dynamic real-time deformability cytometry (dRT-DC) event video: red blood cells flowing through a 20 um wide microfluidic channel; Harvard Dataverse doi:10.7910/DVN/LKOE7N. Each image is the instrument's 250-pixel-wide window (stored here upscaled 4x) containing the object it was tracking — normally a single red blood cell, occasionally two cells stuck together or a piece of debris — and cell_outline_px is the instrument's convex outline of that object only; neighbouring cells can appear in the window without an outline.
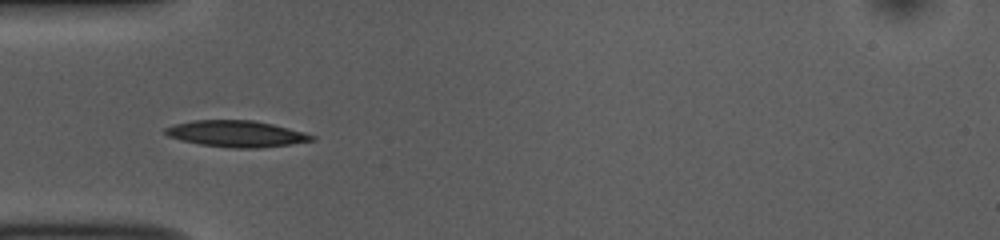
{"species": "common noctule bat (a hibernating species)", "species_latin": "Nyctalus noctula", "temperature_condition": "room temperature", "stored_images_in_passage": 39, "camera_frame_rate_fps": 3000, "um_per_image_px": 0.085, "animal": {"sex": "female", "body_mass_g": 10.0, "forearm_length_mm": 53.1}, "frame": {"image": 1, "passage_image": 3, "time_ms": 0.667, "image_size_px": [1000, 240], "cell_outline_px": [[316, 140], [260, 148], [232, 148], [200, 144], [180, 140], [168, 136], [164, 132], [164, 128], [176, 124], [192, 120], [252, 120], [272, 124], [304, 132], [316, 136]], "centroid_in_image_um": [20.08, 11.37], "position_along_channel_um": 64.9, "area_um2": 22.43}}
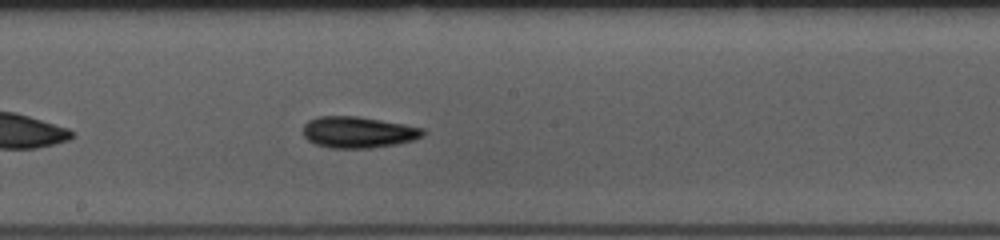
{"frame": {"image": 2, "passage_image": 15, "time_ms": 4.667, "image_size_px": [1000, 240], "cell_outline_px": [[424, 136], [412, 140], [396, 144], [372, 148], [332, 148], [316, 144], [308, 140], [304, 136], [304, 124], [308, 120], [320, 116], [356, 116], [404, 124], [424, 128]], "centroid_in_image_um": [30.45, 11.24], "position_along_channel_um": 217.8, "area_um2": 21.79}}
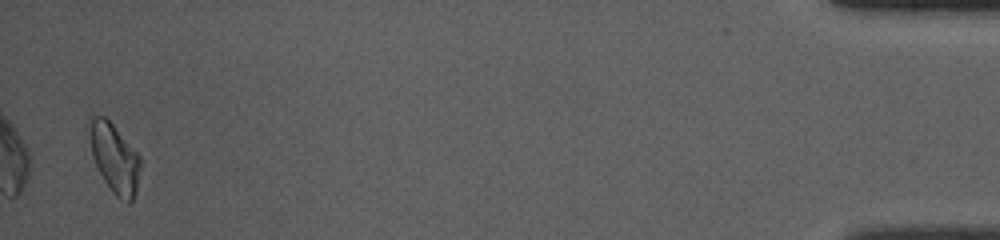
{"frame": {"image": 3, "passage_image": 38, "time_ms": 12.333, "image_size_px": [1000, 240], "cell_outline_px": [[140, 168], [136, 192], [132, 200], [128, 204], [120, 200], [112, 192], [104, 180], [92, 156], [92, 116], [104, 116], [112, 124], [140, 156]], "centroid_in_image_um": [9.79, 13.53], "position_along_channel_um": 425.4, "area_um2": 19.71}, "authors_computed_cell_mechanics": {"area_um2": 20.8658, "velocity_mm_per_s": 3.8334, "shape_relaxation_time_tau1_ms": 3.1611, "shape_relaxation_time_tau2_ms": 8.22, "deformation_change_tau1": 0.1095, "deformation_change_tau2": 0.1559}}